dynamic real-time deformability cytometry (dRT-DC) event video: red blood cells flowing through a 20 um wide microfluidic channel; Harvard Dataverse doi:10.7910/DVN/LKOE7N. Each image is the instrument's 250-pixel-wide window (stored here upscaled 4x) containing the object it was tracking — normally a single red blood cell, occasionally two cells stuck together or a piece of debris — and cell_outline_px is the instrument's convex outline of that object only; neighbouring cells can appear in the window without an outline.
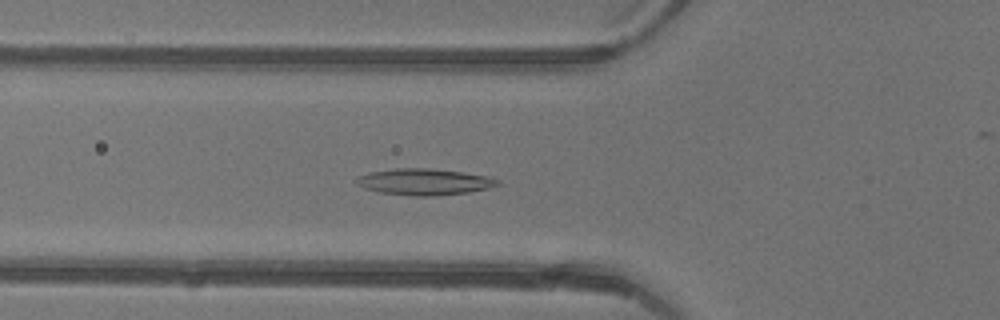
{"species": "common noctule bat (a hibernating species)", "species_latin": "Nyctalus noctula", "temperature_condition": "warm", "stored_images_in_passage": 47, "camera_frame_rate_fps": 3000, "um_per_image_px": 0.085, "animal": {"sex": "female"}, "frame": {"image": 1, "passage_image": 17, "time_ms": 5.333, "image_size_px": [1000, 320], "cell_outline_px": [[500, 184], [488, 188], [468, 192], [432, 196], [412, 196], [380, 192], [364, 188], [356, 184], [356, 180], [360, 176], [368, 172], [396, 168], [428, 168], [464, 172], [484, 176], [500, 180]], "centroid_in_image_um": [36.04, 15.45], "position_along_channel_um": 89.8, "area_um2": 21.56}}
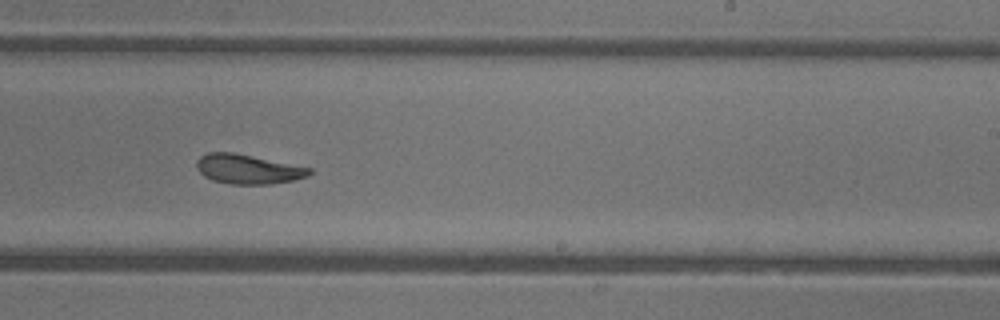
{"frame": {"image": 2, "passage_image": 29, "time_ms": 9.333, "image_size_px": [1000, 320], "cell_outline_px": [[312, 172], [308, 176], [292, 180], [272, 184], [232, 184], [212, 180], [204, 176], [196, 168], [196, 160], [200, 156], [208, 152], [232, 152], [312, 168]], "centroid_in_image_um": [21.05, 14.37], "position_along_channel_um": 268.0, "area_um2": 19.31}}
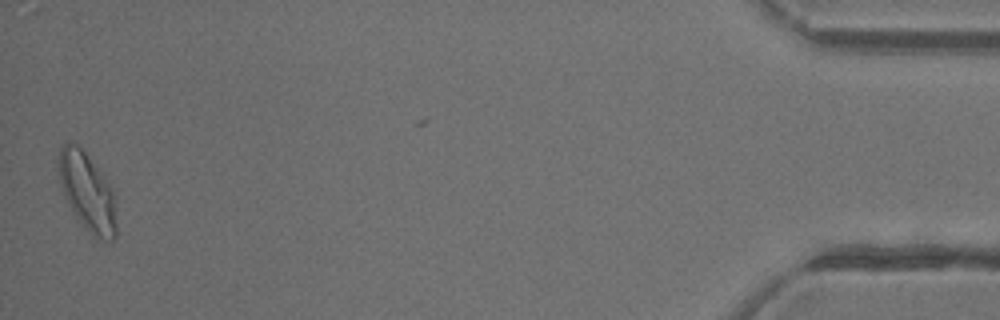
{"frame": {"image": 3, "passage_image": 46, "time_ms": 15.0, "image_size_px": [1000, 320], "cell_outline_px": [[116, 236], [112, 240], [96, 240], [84, 228], [68, 204], [56, 168], [60, 148], [64, 144], [76, 144], [84, 152], [104, 176], [112, 188], [116, 196]], "centroid_in_image_um": [7.44, 16.37], "position_along_channel_um": 427.8, "area_um2": 26.41}, "authors_computed_cell_mechanics": {"area_um2": 20.9236, "velocity_mm_per_s": 4.4471, "shape_relaxation_time_tau1_ms": 5.7646, "shape_relaxation_time_tau2_ms": 1.8582, "deformation_change_tau1": 0.1929, "deformation_change_tau2": 0.0882}}